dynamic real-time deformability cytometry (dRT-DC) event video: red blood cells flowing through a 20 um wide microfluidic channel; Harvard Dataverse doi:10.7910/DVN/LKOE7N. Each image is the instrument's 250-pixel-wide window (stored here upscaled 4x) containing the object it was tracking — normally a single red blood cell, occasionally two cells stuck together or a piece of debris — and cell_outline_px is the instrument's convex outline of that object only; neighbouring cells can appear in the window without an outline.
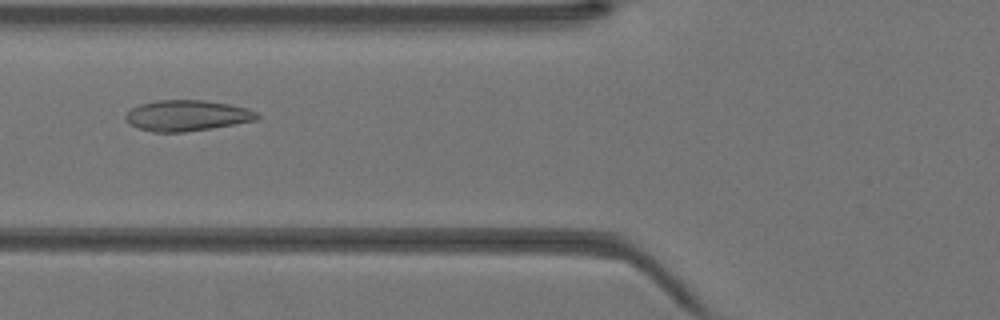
{"species": "Egyptian fruit bat (a non-hibernating species)", "species_latin": "Rousettus aegyptiacus", "temperature_condition": "warm", "stored_images_in_passage": 43, "camera_frame_rate_fps": 3000, "um_per_image_px": 0.085, "animal": {"sex": "female"}, "frame": {"image": 1, "passage_image": 18, "time_ms": 5.667, "image_size_px": [1000, 320], "cell_outline_px": [[260, 116], [256, 120], [212, 128], [184, 132], [152, 132], [136, 128], [128, 124], [124, 116], [132, 108], [140, 104], [160, 100], [204, 100], [228, 104], [248, 108], [256, 112]], "centroid_in_image_um": [15.87, 9.83], "position_along_channel_um": 109.9, "area_um2": 23.64}}
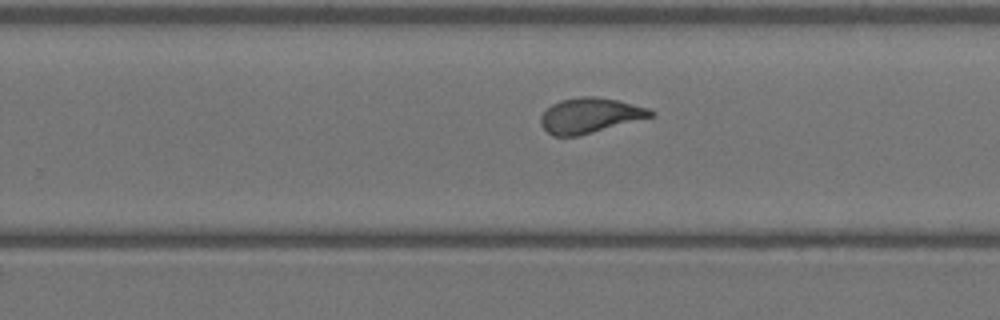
{"frame": {"image": 2, "passage_image": 29, "time_ms": 9.333, "image_size_px": [1000, 320], "cell_outline_px": [[656, 116], [580, 136], [552, 136], [540, 124], [540, 116], [552, 104], [560, 100], [580, 96], [592, 96], [616, 100], [648, 108], [656, 112]], "centroid_in_image_um": [50.16, 9.83], "position_along_channel_um": 279.6, "area_um2": 22.66}}
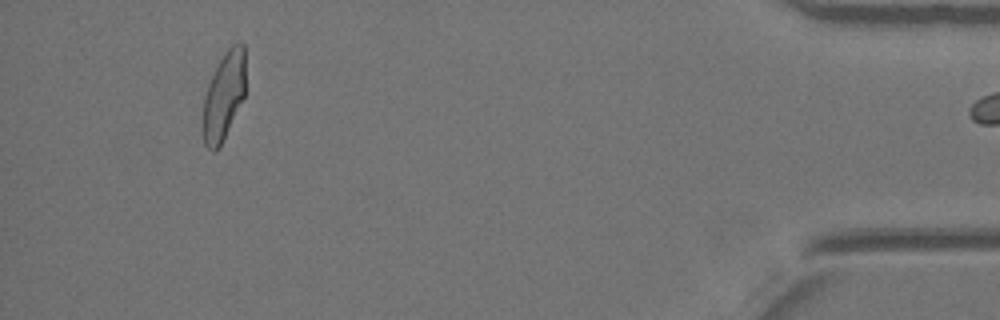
{"frame": {"image": 3, "passage_image": 42, "time_ms": 13.667, "image_size_px": [1000, 320], "cell_outline_px": [[244, 96], [216, 152], [212, 152], [204, 144], [200, 132], [200, 124], [204, 96], [208, 84], [224, 52], [232, 44], [240, 40], [244, 44]], "centroid_in_image_um": [18.96, 8.19], "position_along_channel_um": 416.2, "area_um2": 21.96}}